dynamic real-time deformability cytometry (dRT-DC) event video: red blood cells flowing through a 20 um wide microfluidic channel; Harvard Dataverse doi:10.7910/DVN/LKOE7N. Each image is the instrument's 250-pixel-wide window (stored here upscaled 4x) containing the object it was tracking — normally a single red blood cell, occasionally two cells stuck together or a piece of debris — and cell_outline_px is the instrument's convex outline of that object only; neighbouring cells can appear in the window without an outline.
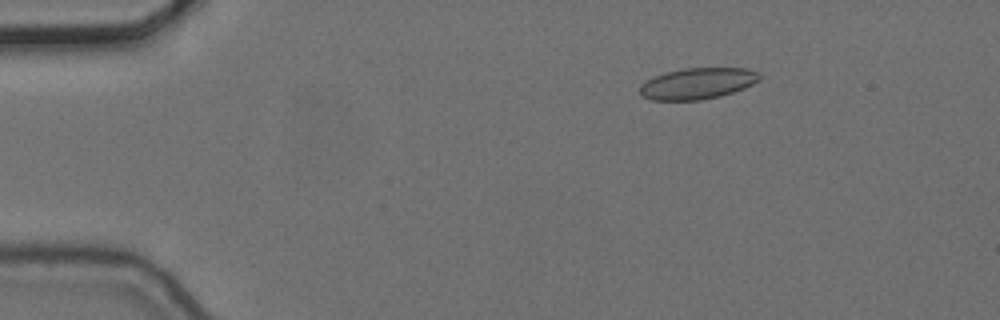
{"species": "common noctule bat (a hibernating species)", "species_latin": "Nyctalus noctula", "temperature_condition": "cold", "stored_images_in_passage": 5, "camera_frame_rate_fps": 3000, "um_per_image_px": 0.085, "animal": {"sex": "female", "body_mass_g": 24.6, "forearm_length_mm": 56.2}, "frame": {"image": 1, "passage_image": 3, "time_ms": 0.667, "image_size_px": [1000, 320], "cell_outline_px": [[760, 80], [744, 88], [720, 96], [700, 100], [652, 100], [640, 96], [640, 84], [664, 72], [684, 68], [748, 68], [760, 72]], "centroid_in_image_um": [59.3, 7.09], "position_along_channel_um": 25.7, "area_um2": 21.85}}
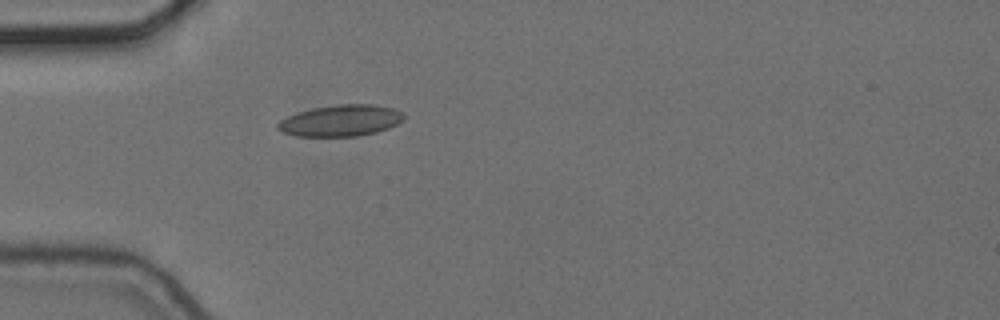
{"frame": {"image": 2, "passage_image": 5, "time_ms": 1.333, "image_size_px": [1000, 320], "cell_outline_px": [[404, 120], [388, 128], [376, 132], [356, 136], [296, 136], [284, 132], [276, 128], [276, 124], [280, 120], [296, 112], [312, 108], [340, 104], [376, 104], [396, 108], [404, 112]], "centroid_in_image_um": [28.99, 10.23], "position_along_channel_um": 56.0, "area_um2": 23.24}}